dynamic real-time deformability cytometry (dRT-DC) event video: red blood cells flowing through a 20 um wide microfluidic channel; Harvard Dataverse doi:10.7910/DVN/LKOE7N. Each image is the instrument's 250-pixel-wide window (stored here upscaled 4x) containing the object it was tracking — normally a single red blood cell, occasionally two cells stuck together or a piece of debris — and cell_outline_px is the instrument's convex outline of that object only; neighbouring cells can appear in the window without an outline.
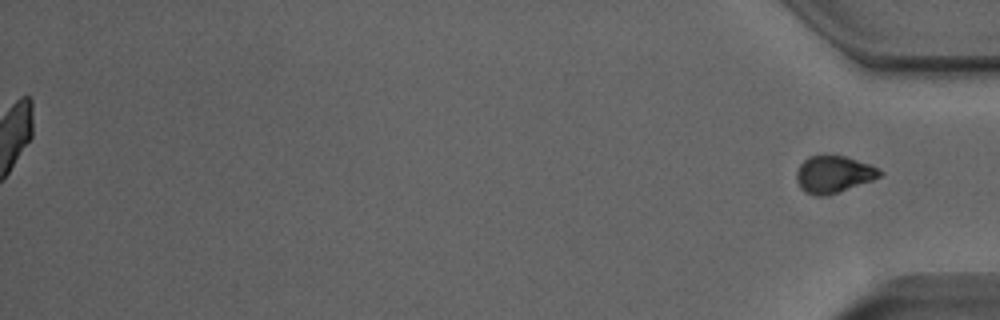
{"species": "Egyptian fruit bat (a non-hibernating species)", "species_latin": "Rousettus aegyptiacus", "temperature_condition": "room temperature", "stored_images_in_passage": 38, "segment_of_instrument_passage": [2, 2], "camera_frame_rate_fps": 3000, "um_per_image_px": 0.085, "animal": {"sex": "male"}, "frame": {"image": 1, "passage_image": 38, "time_ms": 12.333, "image_size_px": [1000, 320], "cell_outline_px": [[884, 172], [880, 176], [872, 180], [824, 196], [816, 196], [804, 192], [800, 188], [796, 180], [796, 172], [800, 164], [808, 156], [844, 156], [868, 164]], "centroid_in_image_um": [70.8, 14.82], "position_along_channel_um": 364.4, "area_um2": 17.63}}